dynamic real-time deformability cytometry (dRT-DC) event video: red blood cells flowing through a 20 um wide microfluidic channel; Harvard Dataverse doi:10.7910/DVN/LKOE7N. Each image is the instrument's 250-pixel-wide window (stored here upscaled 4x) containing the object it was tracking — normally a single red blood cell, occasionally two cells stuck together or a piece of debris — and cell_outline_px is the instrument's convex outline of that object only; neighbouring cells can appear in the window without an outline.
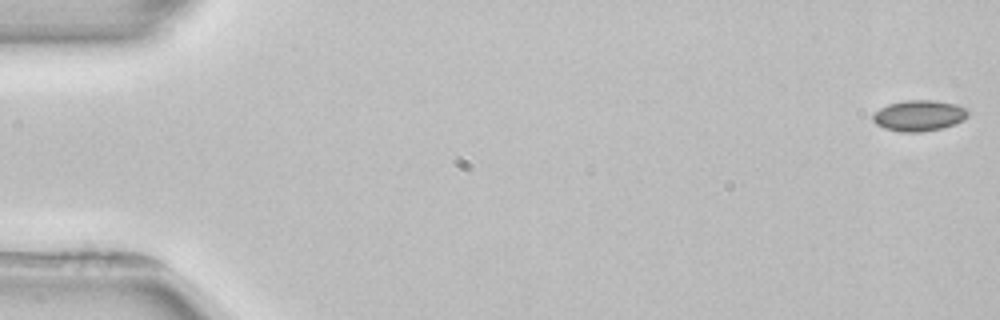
{"species": "common noctule bat (a hibernating species)", "species_latin": "Nyctalus noctula", "temperature_condition": "room temperature", "stored_images_in_passage": 5, "camera_frame_rate_fps": 3000, "um_per_image_px": 0.085, "animal": {"sex": "female", "body_mass_g": 22.7, "forearm_length_mm": 54.2}, "frame": {"image": 1, "passage_image": 1, "time_ms": 0.0, "image_size_px": [1000, 320], "cell_outline_px": [[968, 116], [964, 120], [956, 124], [940, 128], [920, 132], [900, 132], [884, 128], [876, 124], [872, 120], [872, 116], [880, 108], [888, 104], [904, 100], [936, 100], [956, 104], [964, 108], [968, 112]], "centroid_in_image_um": [78.11, 9.82], "position_along_channel_um": 6.9, "area_um2": 17.17}}
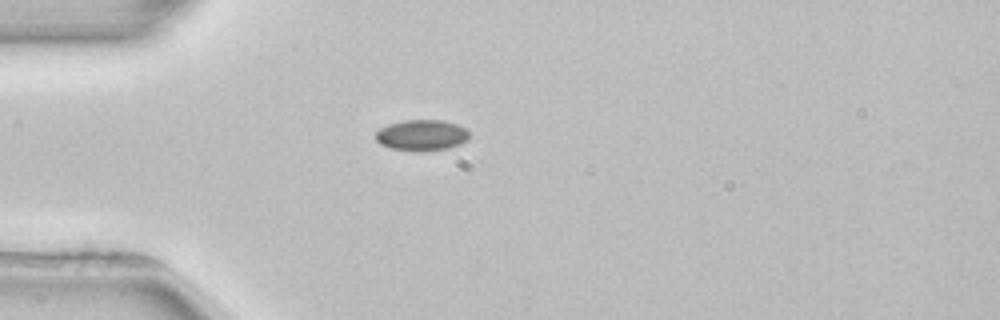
{"frame": {"image": 2, "passage_image": 5, "time_ms": 4.667, "image_size_px": [1000, 320], "cell_outline_px": [[468, 140], [460, 144], [444, 148], [392, 148], [380, 144], [376, 140], [376, 132], [380, 128], [388, 124], [404, 120], [444, 120], [456, 124], [464, 128], [468, 132]], "centroid_in_image_um": [35.84, 11.43], "position_along_channel_um": 49.2, "area_um2": 16.01}}